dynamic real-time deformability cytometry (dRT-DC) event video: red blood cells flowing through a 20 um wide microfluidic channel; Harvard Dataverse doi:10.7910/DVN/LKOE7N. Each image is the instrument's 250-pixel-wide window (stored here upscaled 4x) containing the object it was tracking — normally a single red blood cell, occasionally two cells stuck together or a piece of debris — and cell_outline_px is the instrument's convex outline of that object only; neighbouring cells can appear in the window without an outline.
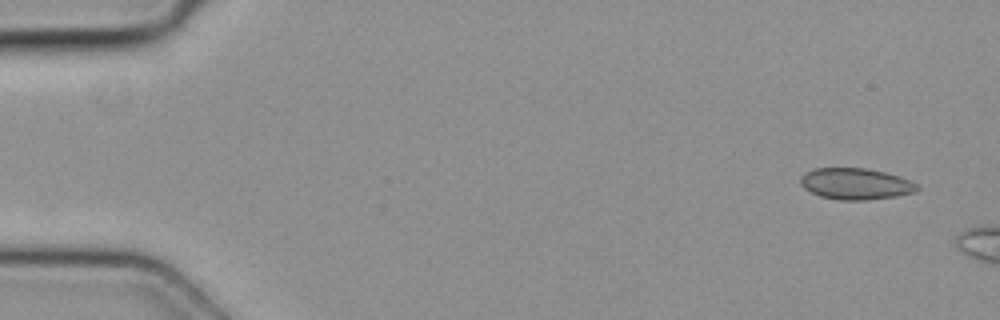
{"species": "common noctule bat (a hibernating species)", "species_latin": "Nyctalus noctula", "temperature_condition": "cold", "stored_images_in_passage": 3, "camera_frame_rate_fps": 3000, "um_per_image_px": 0.085, "animal": {"sex": "female", "body_mass_g": 19.3, "forearm_length_mm": 54.1}, "frame": {"image": 1, "passage_image": 1, "time_ms": 0.0, "image_size_px": [1000, 320], "cell_outline_px": [[920, 188], [916, 192], [896, 196], [868, 200], [840, 200], [820, 196], [804, 188], [800, 184], [800, 176], [804, 172], [812, 168], [864, 168], [884, 172], [900, 176], [916, 184]], "centroid_in_image_um": [72.71, 15.62], "position_along_channel_um": 12.3, "area_um2": 21.39}}